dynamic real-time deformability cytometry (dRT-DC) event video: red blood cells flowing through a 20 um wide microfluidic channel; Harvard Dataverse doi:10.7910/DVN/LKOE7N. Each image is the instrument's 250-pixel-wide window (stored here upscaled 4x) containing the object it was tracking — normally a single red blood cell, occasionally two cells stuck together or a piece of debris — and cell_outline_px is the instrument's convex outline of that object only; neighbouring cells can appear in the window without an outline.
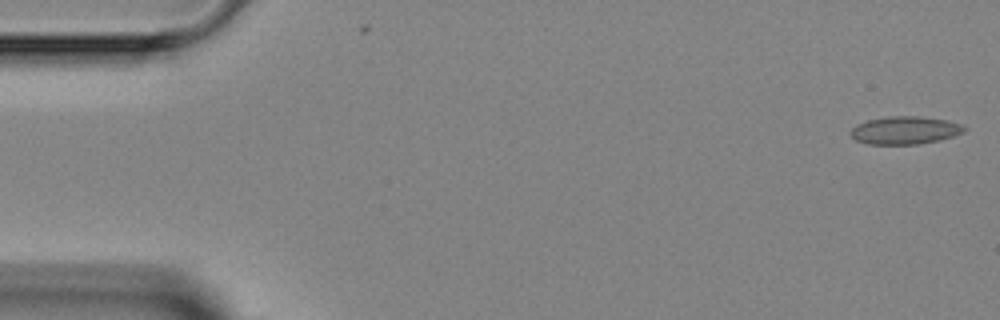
{"species": "Egyptian fruit bat (a non-hibernating species)", "species_latin": "Rousettus aegyptiacus", "temperature_condition": "room temperature", "stored_images_in_passage": 3, "camera_frame_rate_fps": 3000, "um_per_image_px": 0.085, "animal": {"sex": "female"}, "frame": {"image": 1, "passage_image": 1, "time_ms": 0.0, "image_size_px": [1000, 320], "cell_outline_px": [[968, 128], [964, 132], [940, 140], [916, 144], [868, 144], [856, 140], [848, 132], [856, 124], [868, 120], [888, 116], [920, 116], [948, 120], [960, 124]], "centroid_in_image_um": [76.92, 11.07], "position_along_channel_um": 8.1, "area_um2": 18.5}}